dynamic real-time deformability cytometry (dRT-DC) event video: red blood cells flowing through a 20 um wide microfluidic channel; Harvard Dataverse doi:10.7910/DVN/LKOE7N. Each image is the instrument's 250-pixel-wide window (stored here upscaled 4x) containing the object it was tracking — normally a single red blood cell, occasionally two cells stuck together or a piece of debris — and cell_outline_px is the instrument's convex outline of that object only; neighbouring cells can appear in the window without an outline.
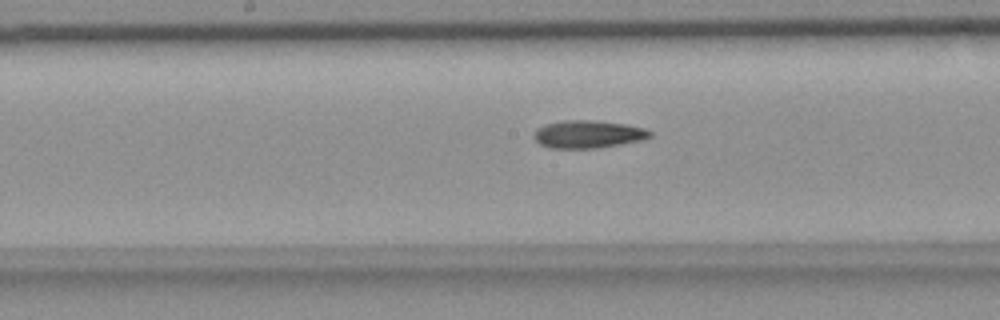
{"species": "common noctule bat (a hibernating species)", "species_latin": "Nyctalus noctula", "temperature_condition": "room temperature", "stored_images_in_passage": 44, "camera_frame_rate_fps": 3000, "um_per_image_px": 0.085, "animal": {"sex": "female", "body_mass_g": 18.4}, "frame": {"image": 1, "passage_image": 29, "time_ms": 9.333, "image_size_px": [1000, 320], "cell_outline_px": [[652, 136], [640, 140], [620, 144], [596, 148], [548, 148], [540, 144], [532, 136], [536, 128], [544, 124], [564, 120], [596, 120], [624, 124], [644, 128], [652, 132]], "centroid_in_image_um": [49.94, 11.4], "position_along_channel_um": 198.3, "area_um2": 18.79}}
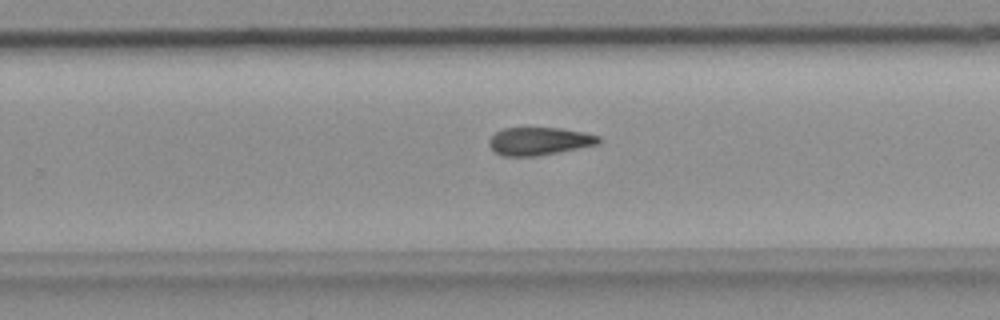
{"frame": {"image": 2, "passage_image": 36, "time_ms": 11.667, "image_size_px": [1000, 320], "cell_outline_px": [[600, 144], [536, 156], [504, 156], [496, 152], [488, 144], [488, 140], [496, 132], [504, 128], [560, 128], [584, 132], [600, 136]], "centroid_in_image_um": [45.85, 11.99], "position_along_channel_um": 284.0, "area_um2": 17.69}}
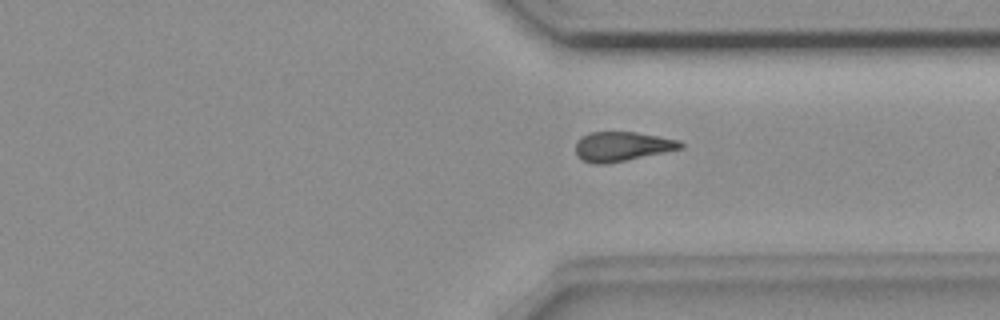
{"frame": {"image": 3, "passage_image": 42, "time_ms": 13.667, "image_size_px": [1000, 320], "cell_outline_px": [[684, 148], [608, 164], [592, 164], [576, 156], [576, 140], [580, 136], [588, 132], [636, 132], [680, 140], [684, 144]], "centroid_in_image_um": [52.86, 12.45], "position_along_channel_um": 358.5, "area_um2": 18.26}}